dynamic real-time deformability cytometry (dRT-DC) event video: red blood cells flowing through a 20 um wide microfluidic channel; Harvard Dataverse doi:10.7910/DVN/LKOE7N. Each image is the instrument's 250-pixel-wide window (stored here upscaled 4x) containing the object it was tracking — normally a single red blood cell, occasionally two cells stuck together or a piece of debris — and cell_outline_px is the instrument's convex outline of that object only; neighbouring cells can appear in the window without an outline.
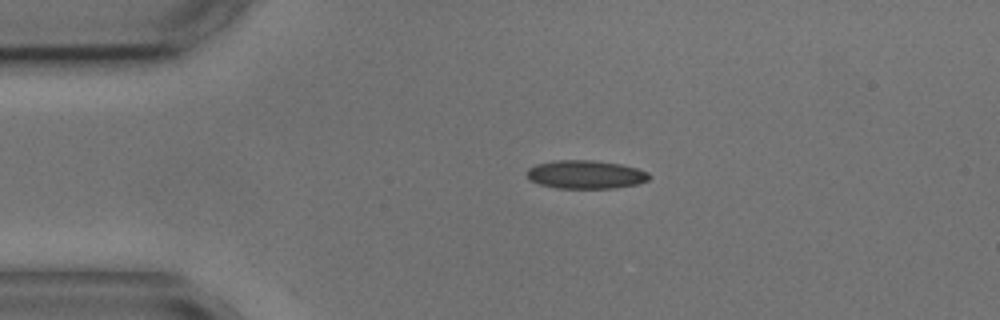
{"species": "common noctule bat (a hibernating species)", "species_latin": "Nyctalus noctula", "temperature_condition": "cold", "stored_images_in_passage": 3, "camera_frame_rate_fps": 3000, "um_per_image_px": 0.085, "animal": {"sex": "male", "body_mass_g": 17.9, "forearm_length_mm": 54.2}, "frame": {"image": 1, "passage_image": 2, "time_ms": 1.333, "image_size_px": [1000, 320], "cell_outline_px": [[652, 176], [648, 180], [636, 184], [616, 188], [556, 188], [540, 184], [528, 180], [524, 172], [528, 168], [536, 164], [552, 160], [592, 160], [620, 164], [636, 168], [648, 172]], "centroid_in_image_um": [49.73, 14.83], "position_along_channel_um": 35.3, "area_um2": 20.46}}